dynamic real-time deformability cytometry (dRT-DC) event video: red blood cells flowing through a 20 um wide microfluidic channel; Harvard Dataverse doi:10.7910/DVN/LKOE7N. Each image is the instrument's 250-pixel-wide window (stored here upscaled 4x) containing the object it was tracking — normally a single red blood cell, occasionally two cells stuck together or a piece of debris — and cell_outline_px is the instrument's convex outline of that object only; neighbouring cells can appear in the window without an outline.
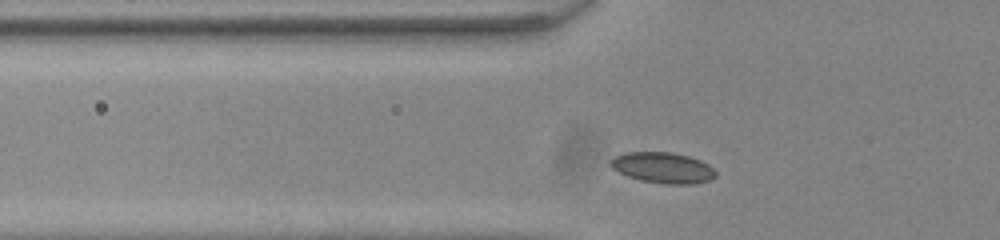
{"species": "common noctule bat (a hibernating species)", "species_latin": "Nyctalus noctula", "temperature_condition": "room temperature", "stored_images_in_passage": 29, "camera_frame_rate_fps": 3000, "um_per_image_px": 0.085, "animal": {"sex": "male", "body_mass_g": 20.0, "forearm_length_mm": 53.3}, "frame": {"image": 1, "passage_image": 2, "time_ms": 0.333, "image_size_px": [1000, 240], "cell_outline_px": [[716, 176], [708, 180], [692, 184], [668, 184], [640, 180], [628, 176], [612, 168], [612, 160], [616, 156], [628, 152], [672, 152], [688, 156], [700, 160], [708, 164], [716, 172]], "centroid_in_image_um": [56.38, 14.25], "position_along_channel_um": 69.4, "area_um2": 18.55}}
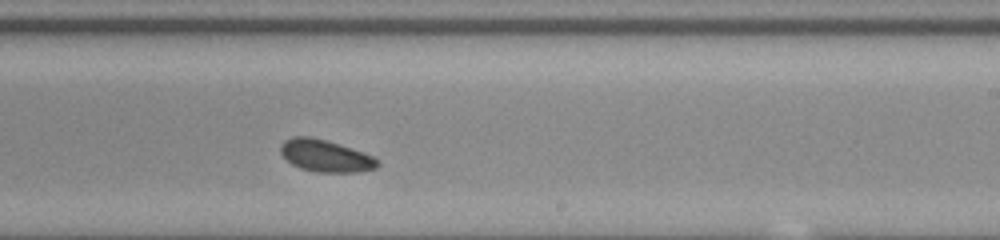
{"frame": {"image": 2, "passage_image": 17, "time_ms": 5.333, "image_size_px": [1000, 240], "cell_outline_px": [[380, 164], [376, 168], [356, 172], [316, 172], [300, 168], [292, 164], [280, 152], [280, 144], [284, 140], [292, 136], [308, 136], [324, 140], [372, 156], [380, 160]], "centroid_in_image_um": [27.63, 13.25], "position_along_channel_um": 261.4, "area_um2": 17.8}}
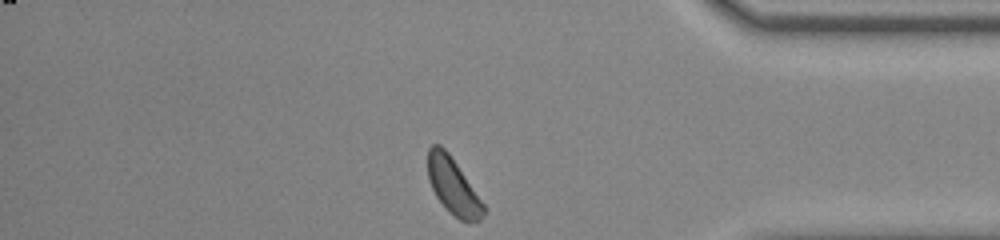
{"frame": {"image": 3, "passage_image": 29, "time_ms": 9.333, "image_size_px": [1000, 240], "cell_outline_px": [[488, 208], [484, 216], [480, 220], [460, 220], [448, 212], [444, 208], [436, 196], [428, 180], [428, 148], [432, 144], [440, 144], [448, 152]], "centroid_in_image_um": [38.52, 15.83], "position_along_channel_um": 396.7, "area_um2": 18.44}, "authors_computed_cell_mechanics": {"area_um2": 17.9758, "velocity_mm_per_s": 3.8812, "shape_relaxation_time_tau1_ms": 4.2812, "shape_relaxation_time_tau2_ms": null, "deformation_change_tau1": 0.0646, "deformation_change_tau2": null}}